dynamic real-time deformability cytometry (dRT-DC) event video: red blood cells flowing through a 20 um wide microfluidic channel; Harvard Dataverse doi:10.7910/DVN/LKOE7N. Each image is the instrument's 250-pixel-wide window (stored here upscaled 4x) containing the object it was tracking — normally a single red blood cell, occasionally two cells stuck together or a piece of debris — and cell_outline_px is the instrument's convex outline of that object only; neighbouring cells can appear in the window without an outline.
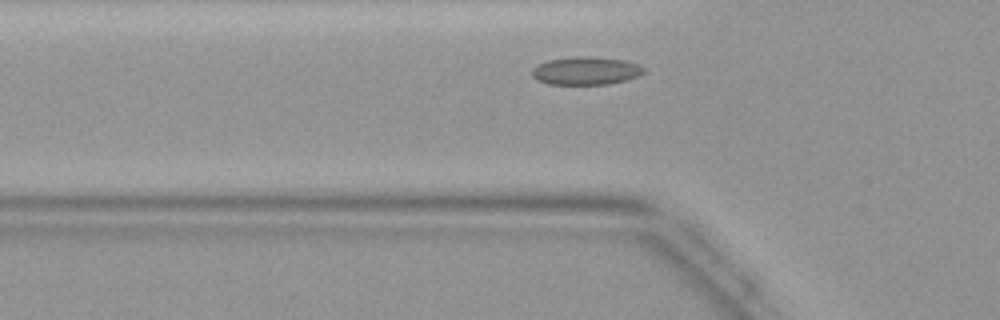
{"species": "common noctule bat (a hibernating species)", "species_latin": "Nyctalus noctula", "temperature_condition": "warm", "stored_images_in_passage": 28, "camera_frame_rate_fps": 3000, "um_per_image_px": 0.085, "animal": {"sex": "female", "body_mass_g": 19.9}, "frame": {"image": 1, "passage_image": 5, "time_ms": 1.333, "image_size_px": [1000, 320], "cell_outline_px": [[644, 72], [636, 76], [624, 80], [608, 84], [548, 84], [536, 80], [532, 76], [532, 68], [536, 64], [548, 60], [576, 56], [592, 56], [624, 60], [640, 64], [644, 68]], "centroid_in_image_um": [49.76, 6.0], "position_along_channel_um": 76.0, "area_um2": 18.32}}
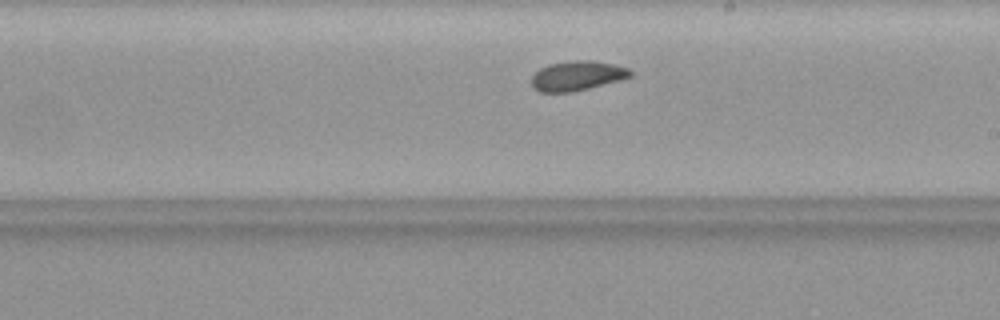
{"frame": {"image": 2, "passage_image": 16, "time_ms": 5.0, "image_size_px": [1000, 320], "cell_outline_px": [[632, 76], [620, 80], [572, 92], [540, 92], [532, 88], [532, 76], [540, 68], [548, 64], [576, 60], [592, 60], [612, 64], [628, 68], [632, 72]], "centroid_in_image_um": [49.04, 6.44], "position_along_channel_um": 240.0, "area_um2": 16.99}}
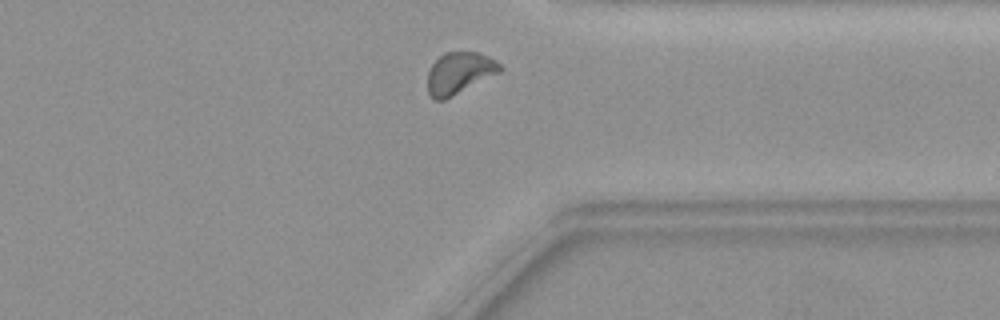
{"frame": {"image": 3, "passage_image": 25, "time_ms": 8.0, "image_size_px": [1000, 320], "cell_outline_px": [[504, 68], [500, 72], [444, 100], [432, 100], [428, 92], [428, 72], [432, 64], [444, 52], [480, 52], [496, 60]], "centroid_in_image_um": [39.04, 6.2], "position_along_channel_um": 372.4, "area_um2": 17.57}}